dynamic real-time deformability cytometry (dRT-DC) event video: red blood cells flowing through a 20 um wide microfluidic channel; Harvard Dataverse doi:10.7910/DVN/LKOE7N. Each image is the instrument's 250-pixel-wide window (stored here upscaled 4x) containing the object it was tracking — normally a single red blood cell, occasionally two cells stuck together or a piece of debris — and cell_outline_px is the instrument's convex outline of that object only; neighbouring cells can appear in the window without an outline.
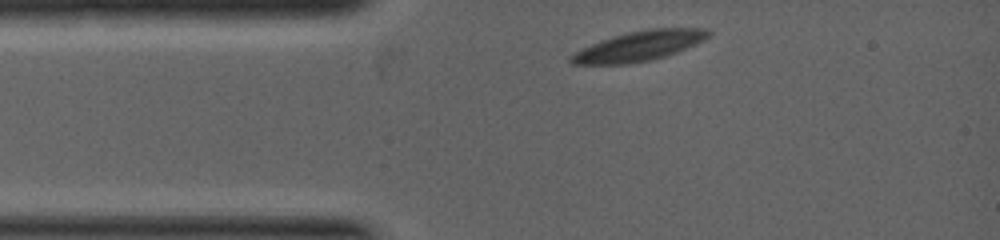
{"species": "common noctule bat (a hibernating species)", "species_latin": "Nyctalus noctula", "temperature_condition": "warm", "stored_images_in_passage": 4, "camera_frame_rate_fps": 5000, "um_per_image_px": 0.085, "animal": {"sex": "female", "body_mass_g": 19.0, "forearm_length_mm": 53.3}, "frame": {"image": 1, "passage_image": 1, "time_ms": 0.0, "image_size_px": [1000, 240], "cell_outline_px": [[712, 32], [704, 40], [696, 44], [668, 56], [652, 60], [628, 64], [572, 64], [568, 60], [568, 56], [600, 40], [612, 36], [628, 32], [648, 28], [708, 28]], "centroid_in_image_um": [54.36, 3.91], "position_along_channel_um": 30.6, "area_um2": 24.1}}
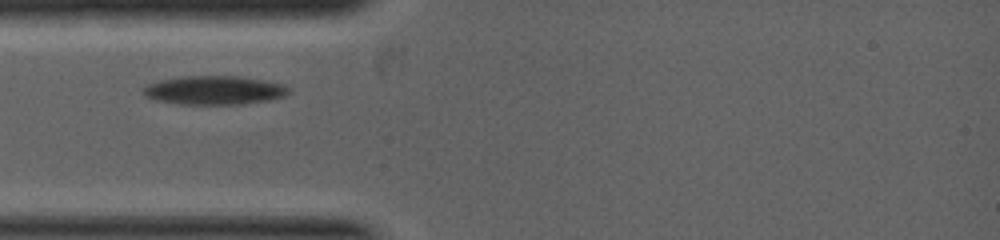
{"frame": {"image": 2, "passage_image": 3, "time_ms": 0.8, "image_size_px": [1000, 240], "cell_outline_px": [[292, 92], [284, 96], [268, 100], [240, 104], [180, 104], [156, 100], [144, 96], [144, 88], [148, 84], [160, 80], [180, 76], [236, 76], [284, 84]], "centroid_in_image_um": [18.21, 7.67], "position_along_channel_um": 66.8, "area_um2": 24.22}}